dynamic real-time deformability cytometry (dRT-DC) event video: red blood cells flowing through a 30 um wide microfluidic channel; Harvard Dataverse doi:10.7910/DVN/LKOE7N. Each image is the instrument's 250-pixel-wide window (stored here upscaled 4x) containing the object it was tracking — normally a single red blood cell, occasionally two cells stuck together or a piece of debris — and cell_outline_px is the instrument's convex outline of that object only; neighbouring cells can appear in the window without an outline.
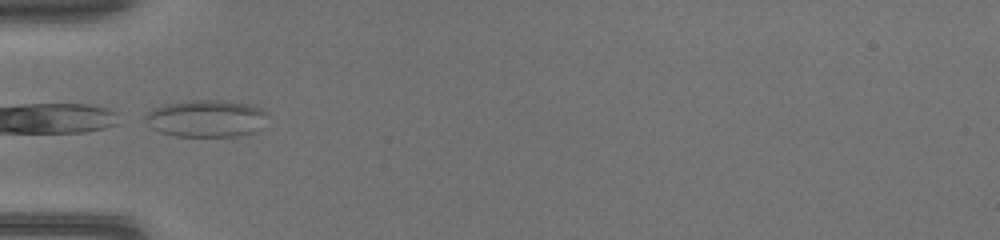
{"species": "common noctule bat (a hibernating species)", "species_latin": "Nyctalus noctula", "temperature_condition": "warm", "stored_images_in_passage": 3, "camera_frame_rate_fps": 3000, "um_per_image_px": 0.085, "animal": {"sex": "female", "body_mass_g": 17.0, "forearm_length_mm": 48.0}, "frame": {"image": 1, "passage_image": 1, "time_ms": 0.0, "image_size_px": [1000, 240], "cell_outline_px": [[268, 112], [264, 128], [256, 132], [236, 136], [172, 136], [160, 132], [152, 128], [144, 120], [144, 116], [148, 112], [164, 104], [184, 100], [220, 100], [248, 104], [260, 108]], "centroid_in_image_um": [17.56, 10.07], "position_along_channel_um": 67.4, "area_um2": 26.82}}